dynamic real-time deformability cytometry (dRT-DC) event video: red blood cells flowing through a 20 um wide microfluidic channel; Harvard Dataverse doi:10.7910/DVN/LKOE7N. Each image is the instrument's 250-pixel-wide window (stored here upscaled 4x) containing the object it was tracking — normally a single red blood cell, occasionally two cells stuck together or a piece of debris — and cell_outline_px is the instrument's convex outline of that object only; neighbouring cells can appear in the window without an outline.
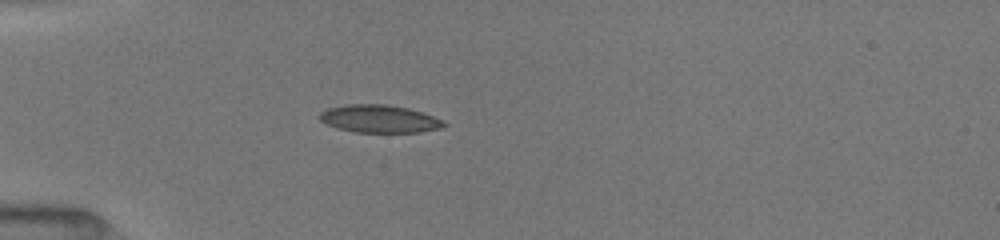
{"species": "common noctule bat (a hibernating species)", "species_latin": "Nyctalus noctula", "temperature_condition": "room temperature", "stored_images_in_passage": 37, "camera_frame_rate_fps": 3000, "um_per_image_px": 0.085, "animal": {"sex": "female", "body_mass_g": 19.5, "forearm_length_mm": 54.1}, "frame": {"image": 1, "passage_image": 1, "time_ms": 0.0, "image_size_px": [1000, 240], "cell_outline_px": [[448, 124], [440, 128], [420, 132], [356, 132], [336, 128], [320, 120], [320, 112], [328, 108], [348, 104], [388, 104], [408, 108], [444, 120]], "centroid_in_image_um": [32.25, 10.1], "position_along_channel_um": 52.7, "area_um2": 20.0}}
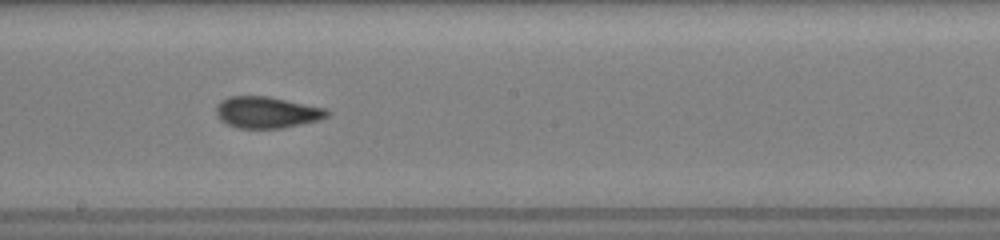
{"frame": {"image": 2, "passage_image": 15, "time_ms": 4.667, "image_size_px": [1000, 240], "cell_outline_px": [[328, 116], [320, 120], [280, 128], [240, 128], [228, 124], [220, 120], [216, 112], [216, 104], [220, 100], [228, 96], [268, 96], [328, 108]], "centroid_in_image_um": [22.68, 9.53], "position_along_channel_um": 225.5, "area_um2": 20.4}}
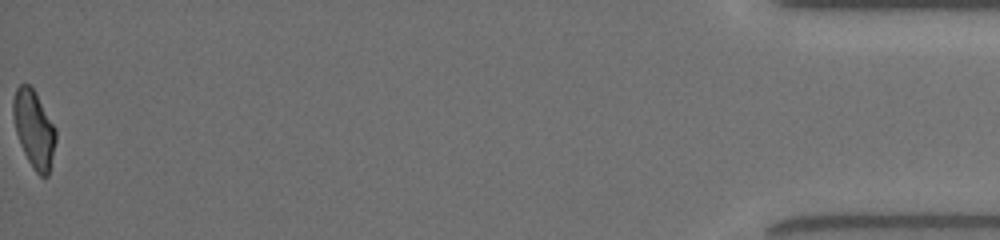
{"frame": {"image": 3, "passage_image": 37, "time_ms": 12.0, "image_size_px": [1000, 240], "cell_outline_px": [[56, 140], [48, 176], [40, 176], [32, 168], [20, 144], [16, 132], [12, 116], [12, 100], [16, 88], [20, 84], [28, 84], [36, 92], [56, 128]], "centroid_in_image_um": [2.88, 10.94], "position_along_channel_um": 432.3, "area_um2": 19.31}, "authors_computed_cell_mechanics": {"area_um2": 19.7098, "velocity_mm_per_s": 4.0479, "shape_relaxation_time_tau1_ms": 4.8816, "shape_relaxation_time_tau2_ms": 1.3188, "deformation_change_tau1": 0.1939, "deformation_change_tau2": 0.0665}}